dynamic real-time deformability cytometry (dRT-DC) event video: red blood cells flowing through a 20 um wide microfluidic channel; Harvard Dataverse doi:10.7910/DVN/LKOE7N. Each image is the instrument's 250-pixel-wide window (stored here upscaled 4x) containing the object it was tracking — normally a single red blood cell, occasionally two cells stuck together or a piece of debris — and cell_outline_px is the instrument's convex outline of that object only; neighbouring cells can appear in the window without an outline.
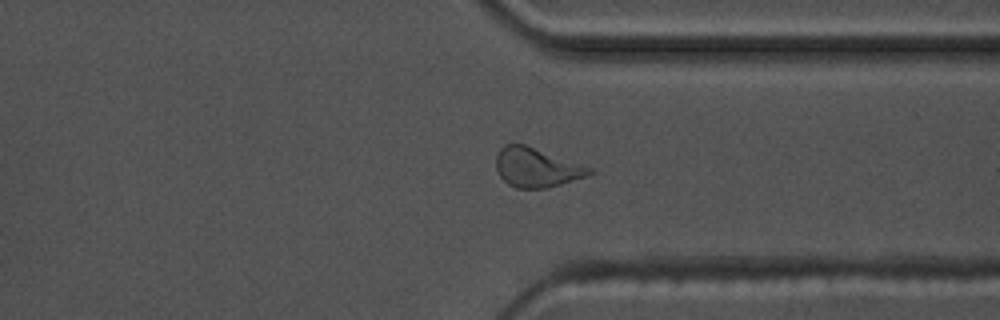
{"species": "common noctule bat (a hibernating species)", "species_latin": "Nyctalus noctula", "temperature_condition": "warm", "stored_images_in_passage": 57, "camera_frame_rate_fps": 3000, "um_per_image_px": 0.085, "animal": {"sex": "male", "body_mass_g": 17.5, "forearm_length_mm": 52.3}, "frame": {"image": 1, "passage_image": 44, "time_ms": 14.333, "image_size_px": [1000, 320], "cell_outline_px": [[596, 172], [588, 176], [548, 188], [516, 188], [508, 184], [500, 176], [496, 168], [496, 156], [500, 148], [504, 144], [524, 144], [592, 168]], "centroid_in_image_um": [45.61, 14.25], "position_along_channel_um": 365.8, "area_um2": 21.27}}
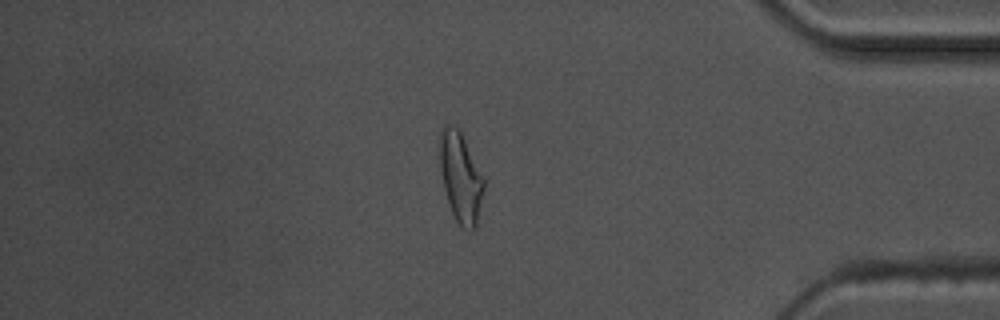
{"frame": {"image": 2, "passage_image": 49, "time_ms": 16.0, "image_size_px": [1000, 320], "cell_outline_px": [[484, 188], [476, 224], [472, 232], [468, 232], [460, 228], [452, 212], [444, 188], [440, 168], [440, 132], [444, 124], [452, 124], [460, 132], [484, 180]], "centroid_in_image_um": [39.14, 15.12], "position_along_channel_um": 396.1, "area_um2": 22.6}, "authors_computed_cell_mechanics": {"area_um2": 20.8658, "velocity_mm_per_s": 3.6115, "shape_relaxation_time_tau1_ms": 6.8374, "shape_relaxation_time_tau2_ms": 1.2726, "deformation_change_tau1": 0.2174, "deformation_change_tau2": 0.0937}}